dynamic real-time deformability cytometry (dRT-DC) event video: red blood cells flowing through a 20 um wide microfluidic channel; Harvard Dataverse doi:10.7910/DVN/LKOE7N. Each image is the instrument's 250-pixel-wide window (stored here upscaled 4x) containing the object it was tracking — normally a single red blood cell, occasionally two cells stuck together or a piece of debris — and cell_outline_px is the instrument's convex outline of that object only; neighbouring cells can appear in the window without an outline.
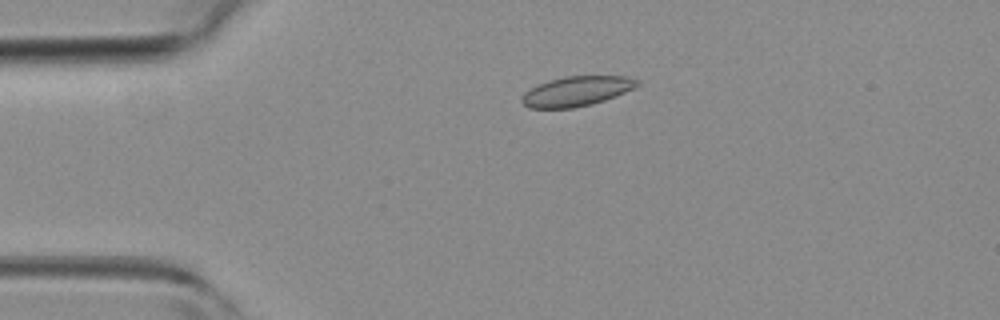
{"species": "common noctule bat (a hibernating species)", "species_latin": "Nyctalus noctula", "temperature_condition": "room temperature", "stored_images_in_passage": 3, "camera_frame_rate_fps": 3000, "um_per_image_px": 0.085, "animal": {"sex": "female", "body_mass_g": 19.3, "forearm_length_mm": 54.1}, "frame": {"image": 1, "passage_image": 1, "time_ms": 0.0, "image_size_px": [1000, 320], "cell_outline_px": [[640, 84], [616, 96], [592, 104], [572, 108], [528, 108], [520, 100], [524, 92], [548, 80], [564, 76], [628, 76], [640, 80]], "centroid_in_image_um": [49.01, 7.75], "position_along_channel_um": 36.0, "area_um2": 20.0}}